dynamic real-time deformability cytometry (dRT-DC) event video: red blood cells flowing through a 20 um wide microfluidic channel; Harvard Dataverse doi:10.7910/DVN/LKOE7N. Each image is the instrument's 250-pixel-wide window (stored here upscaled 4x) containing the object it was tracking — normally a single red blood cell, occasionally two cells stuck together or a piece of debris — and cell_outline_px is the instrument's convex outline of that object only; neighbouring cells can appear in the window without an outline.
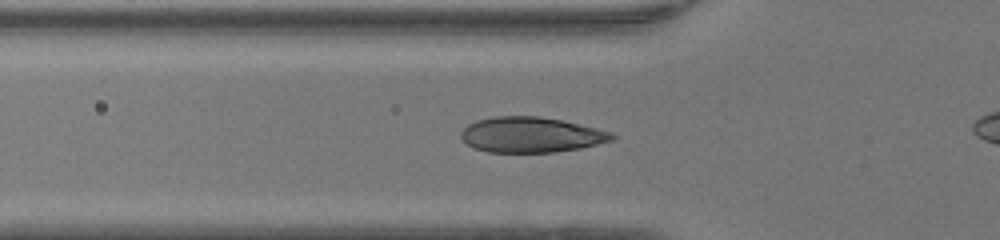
{"species": "human", "species_latin": "Homo sapiens", "temperature_condition": "warm", "stored_images_in_passage": 38, "camera_frame_rate_fps": 3000, "um_per_image_px": 0.085, "donor": {"sex": "female"}, "frame": {"image": 1, "passage_image": 13, "time_ms": 4.0, "image_size_px": [1000, 240], "cell_outline_px": [[616, 136], [612, 140], [580, 148], [556, 152], [488, 152], [472, 148], [460, 136], [460, 132], [468, 124], [476, 120], [496, 116], [540, 116], [560, 120], [596, 128], [612, 132]], "centroid_in_image_um": [45.11, 11.45], "position_along_channel_um": 80.7, "area_um2": 31.04}}
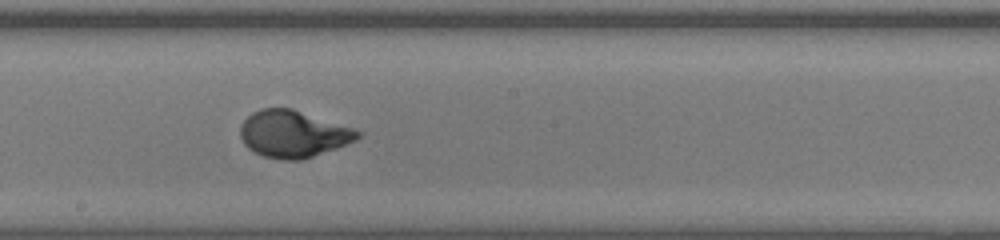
{"frame": {"image": 2, "passage_image": 23, "time_ms": 7.333, "image_size_px": [1000, 240], "cell_outline_px": [[364, 132], [356, 140], [336, 148], [300, 160], [284, 160], [264, 156], [248, 148], [244, 144], [240, 136], [240, 124], [252, 112], [260, 108], [292, 108]], "centroid_in_image_um": [24.9, 11.37], "position_along_channel_um": 223.3, "area_um2": 31.91}}
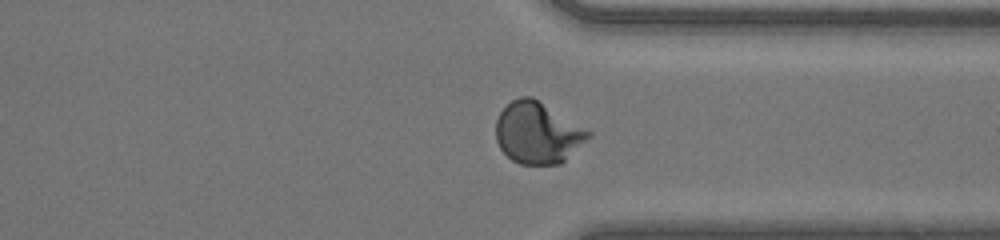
{"frame": {"image": 3, "passage_image": 33, "time_ms": 10.667, "image_size_px": [1000, 240], "cell_outline_px": [[592, 136], [560, 164], [520, 164], [512, 160], [500, 148], [496, 140], [496, 120], [500, 112], [512, 100], [520, 96], [532, 96], [588, 128], [592, 132]], "centroid_in_image_um": [45.73, 11.27], "position_along_channel_um": 365.7, "area_um2": 33.35}, "authors_computed_cell_mechanics": {"area_um2": 32.0212, "velocity_mm_per_s": 4.2754, "shape_relaxation_time_tau1_ms": 2.9634, "shape_relaxation_time_tau2_ms": null, "deformation_change_tau1": 0.1955, "deformation_change_tau2": null}}